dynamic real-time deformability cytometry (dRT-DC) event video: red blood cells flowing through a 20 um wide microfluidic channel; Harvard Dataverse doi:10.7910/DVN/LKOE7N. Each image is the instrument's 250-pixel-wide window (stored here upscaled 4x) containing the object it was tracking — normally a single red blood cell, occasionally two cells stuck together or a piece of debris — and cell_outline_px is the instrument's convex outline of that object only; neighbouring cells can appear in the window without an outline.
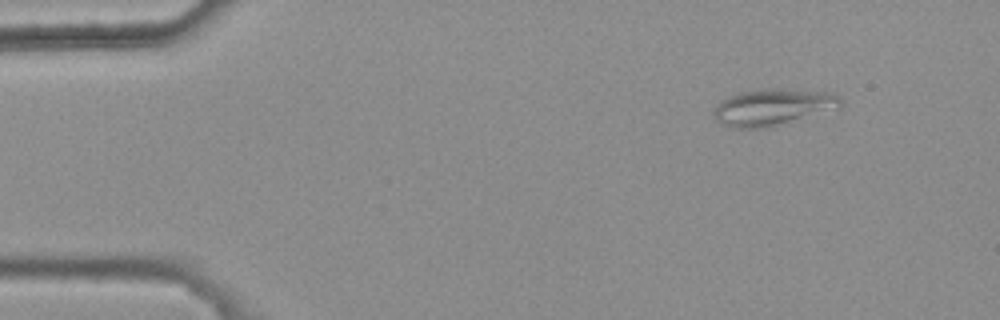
{"species": "common noctule bat (a hibernating species)", "species_latin": "Nyctalus noctula", "temperature_condition": "warm", "stored_images_in_passage": 7, "camera_frame_rate_fps": 3000, "um_per_image_px": 0.085, "animal": {"sex": "female", "body_mass_g": 25.1}, "frame": {"image": 1, "passage_image": 1, "time_ms": 0.0, "image_size_px": [1000, 320], "cell_outline_px": [[840, 104], [764, 128], [732, 128], [716, 120], [712, 116], [712, 112], [720, 100], [728, 96], [740, 92], [764, 88], [780, 88], [828, 92], [836, 96], [840, 100]], "centroid_in_image_um": [65.47, 9.07], "position_along_channel_um": 19.5, "area_um2": 25.84}}
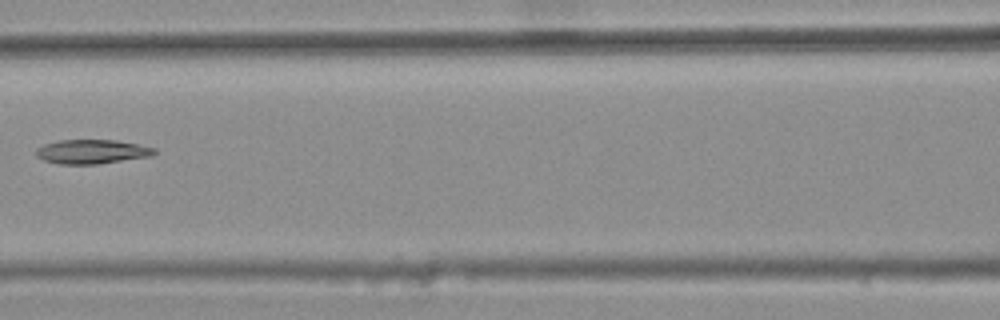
{"frame": {"image": 2, "passage_image": 6, "time_ms": 1.667, "image_size_px": [1000, 320], "cell_outline_px": [[156, 152], [152, 156], [96, 164], [60, 164], [44, 160], [36, 156], [36, 148], [44, 144], [60, 140], [116, 140], [156, 148]], "centroid_in_image_um": [7.8, 12.89], "position_along_channel_um": 158.8, "area_um2": 16.59}}
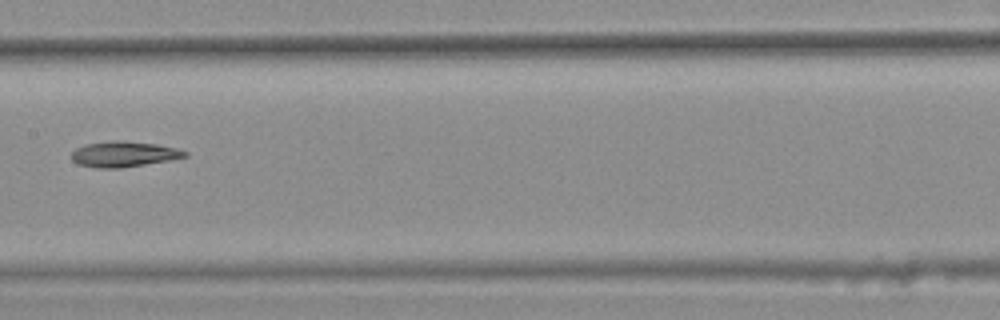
{"frame": {"image": 3, "passage_image": 7, "time_ms": 2.0, "image_size_px": [1000, 320], "cell_outline_px": [[188, 156], [168, 160], [120, 168], [96, 168], [80, 164], [72, 160], [72, 152], [76, 148], [84, 144], [112, 140], [120, 140], [156, 144], [176, 148], [188, 152]], "centroid_in_image_um": [10.5, 13.09], "position_along_channel_um": 196.9, "area_um2": 16.76}}